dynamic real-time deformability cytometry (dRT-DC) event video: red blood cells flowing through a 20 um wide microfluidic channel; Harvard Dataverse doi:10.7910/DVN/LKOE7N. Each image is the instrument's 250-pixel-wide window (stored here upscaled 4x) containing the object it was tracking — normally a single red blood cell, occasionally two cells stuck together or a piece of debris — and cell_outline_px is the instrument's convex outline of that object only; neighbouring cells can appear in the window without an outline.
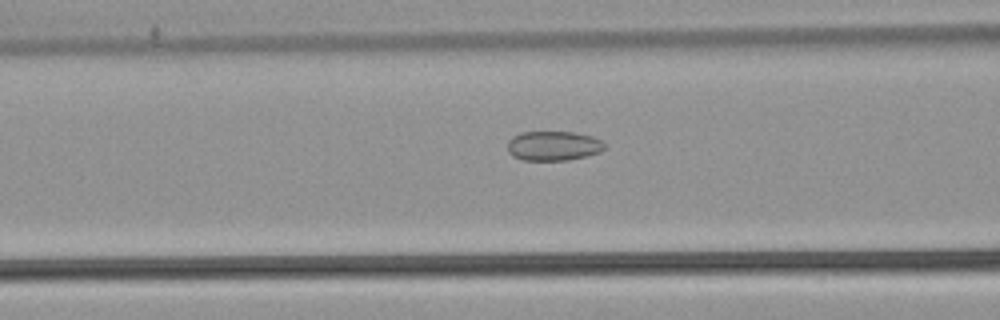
{"species": "common noctule bat (a hibernating species)", "species_latin": "Nyctalus noctula", "temperature_condition": "warm", "stored_images_in_passage": 27, "camera_frame_rate_fps": 3000, "um_per_image_px": 0.085, "animal": {"sex": "male", "body_mass_g": 21.5, "forearm_length_mm": 52.0}, "frame": {"image": 1, "passage_image": 15, "time_ms": 4.667, "image_size_px": [1000, 320], "cell_outline_px": [[604, 148], [600, 152], [568, 160], [524, 160], [512, 156], [508, 152], [508, 140], [512, 136], [520, 132], [576, 132], [592, 136], [600, 140], [604, 144]], "centroid_in_image_um": [47.0, 12.39], "position_along_channel_um": 119.6, "area_um2": 16.7}}
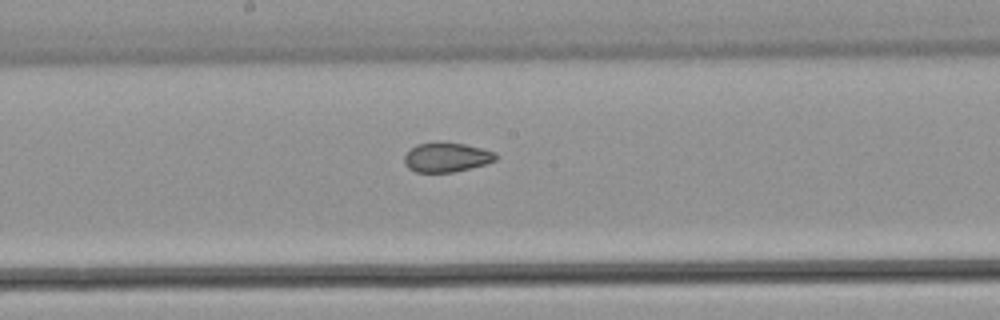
{"frame": {"image": 2, "passage_image": 22, "time_ms": 7.0, "image_size_px": [1000, 320], "cell_outline_px": [[496, 160], [484, 164], [452, 172], [416, 172], [408, 168], [404, 164], [404, 156], [416, 144], [436, 140], [464, 144], [496, 152]], "centroid_in_image_um": [37.91, 13.34], "position_along_channel_um": 210.3, "area_um2": 15.78}}
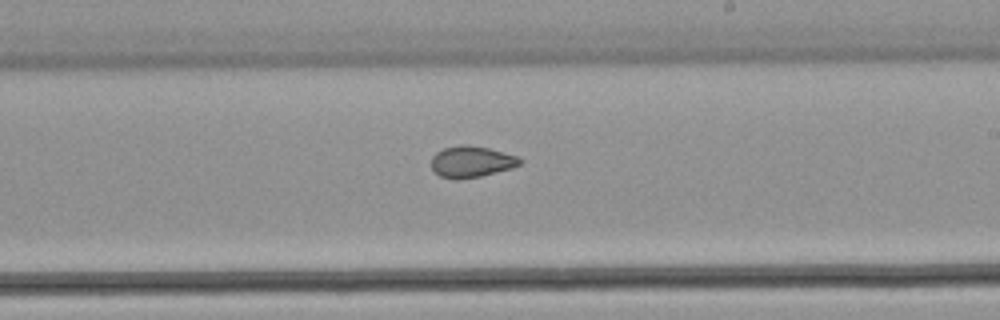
{"frame": {"image": 3, "passage_image": 25, "time_ms": 8.0, "image_size_px": [1000, 320], "cell_outline_px": [[524, 160], [520, 164], [512, 168], [480, 176], [456, 180], [440, 176], [432, 168], [432, 156], [436, 152], [444, 148], [460, 144], [468, 144], [488, 148], [520, 156]], "centroid_in_image_um": [40.1, 13.73], "position_along_channel_um": 248.9, "area_um2": 16.3}}